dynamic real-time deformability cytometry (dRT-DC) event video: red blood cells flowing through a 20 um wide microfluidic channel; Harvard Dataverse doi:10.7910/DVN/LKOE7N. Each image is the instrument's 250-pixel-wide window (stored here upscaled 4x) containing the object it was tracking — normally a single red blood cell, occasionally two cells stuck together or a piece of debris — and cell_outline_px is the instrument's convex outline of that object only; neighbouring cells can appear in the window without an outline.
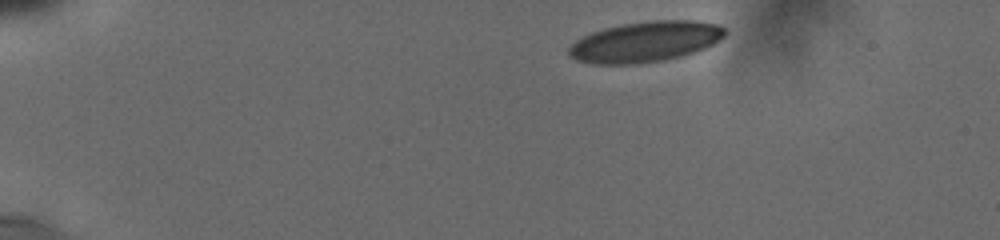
{"species": "human", "species_latin": "Homo sapiens", "temperature_condition": "cold", "stored_images_in_passage": 29, "camera_frame_rate_fps": 3000, "um_per_image_px": 0.085, "donor": {"sex": "male"}, "frame": {"image": 1, "passage_image": 1, "time_ms": 0.0, "image_size_px": [1000, 240], "cell_outline_px": [[724, 36], [712, 44], [704, 48], [680, 56], [664, 60], [636, 64], [596, 64], [576, 60], [568, 52], [568, 48], [576, 40], [592, 32], [604, 28], [620, 24], [648, 20], [696, 20], [716, 24], [724, 28]], "centroid_in_image_um": [54.83, 3.54], "position_along_channel_um": 30.2, "area_um2": 36.7}}
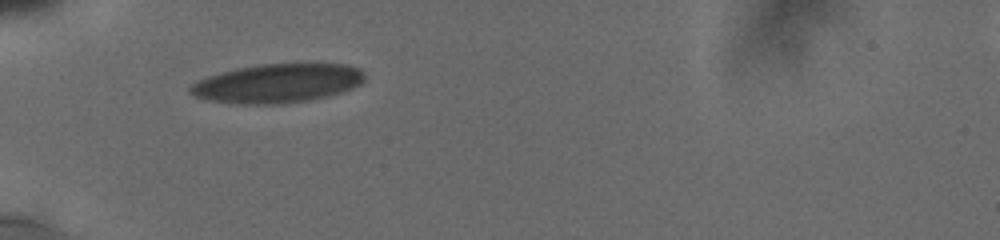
{"frame": {"image": 2, "passage_image": 22, "time_ms": 3.0, "image_size_px": [1000, 240], "cell_outline_px": [[364, 80], [360, 84], [352, 88], [328, 96], [308, 100], [276, 104], [240, 104], [208, 100], [196, 96], [188, 92], [188, 88], [192, 84], [208, 76], [220, 72], [260, 64], [344, 64], [360, 68], [364, 72]], "centroid_in_image_um": [23.59, 7.08], "position_along_channel_um": 61.4, "area_um2": 39.3}}